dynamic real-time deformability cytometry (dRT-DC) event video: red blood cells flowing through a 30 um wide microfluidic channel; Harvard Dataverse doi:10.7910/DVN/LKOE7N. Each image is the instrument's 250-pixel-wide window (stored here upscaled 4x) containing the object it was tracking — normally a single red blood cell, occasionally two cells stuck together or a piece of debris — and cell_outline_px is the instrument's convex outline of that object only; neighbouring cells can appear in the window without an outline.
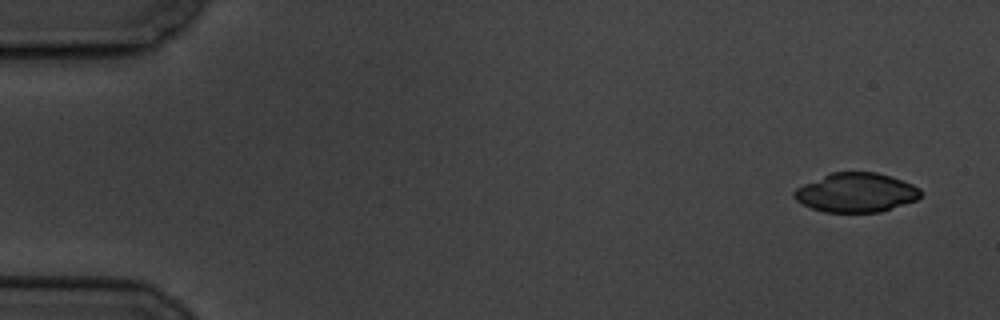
{"species": "common noctule bat (a hibernating species)", "species_latin": "Nyctalus noctula", "temperature_condition": "cold", "stored_images_in_passage": 5, "camera_frame_rate_fps": 3000, "um_per_image_px": 0.085, "animal": {"sex": "male", "body_mass_g": 19.5, "forearm_length_mm": 54.6}, "frame": {"image": 1, "passage_image": 1, "time_ms": 0.0, "image_size_px": [1000, 320], "cell_outline_px": [[920, 196], [916, 200], [880, 212], [824, 212], [812, 208], [796, 200], [792, 196], [792, 192], [796, 188], [804, 184], [832, 172], [876, 172], [912, 184], [920, 188]], "centroid_in_image_um": [72.74, 16.37], "position_along_channel_um": 12.3, "area_um2": 28.61}}